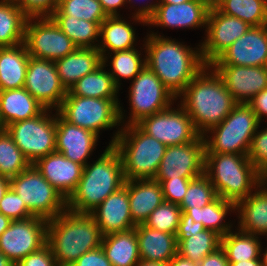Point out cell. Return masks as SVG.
<instances>
[{"label": "cell", "instance_id": "1", "mask_svg": "<svg viewBox=\"0 0 267 266\" xmlns=\"http://www.w3.org/2000/svg\"><path fill=\"white\" fill-rule=\"evenodd\" d=\"M151 33L145 41L146 66L176 96L207 66L201 49L193 50L178 41Z\"/></svg>", "mask_w": 267, "mask_h": 266}, {"label": "cell", "instance_id": "2", "mask_svg": "<svg viewBox=\"0 0 267 266\" xmlns=\"http://www.w3.org/2000/svg\"><path fill=\"white\" fill-rule=\"evenodd\" d=\"M208 69L211 67L205 66L178 95L183 96L180 105L200 136L220 124L238 104L216 71L209 74Z\"/></svg>", "mask_w": 267, "mask_h": 266}, {"label": "cell", "instance_id": "3", "mask_svg": "<svg viewBox=\"0 0 267 266\" xmlns=\"http://www.w3.org/2000/svg\"><path fill=\"white\" fill-rule=\"evenodd\" d=\"M103 235L94 217L66 210L47 223L46 243L58 266H71L90 250L101 246Z\"/></svg>", "mask_w": 267, "mask_h": 266}, {"label": "cell", "instance_id": "4", "mask_svg": "<svg viewBox=\"0 0 267 266\" xmlns=\"http://www.w3.org/2000/svg\"><path fill=\"white\" fill-rule=\"evenodd\" d=\"M124 184L121 157L113 146H108L98 160L84 166L75 191L67 199V209L90 214Z\"/></svg>", "mask_w": 267, "mask_h": 266}, {"label": "cell", "instance_id": "5", "mask_svg": "<svg viewBox=\"0 0 267 266\" xmlns=\"http://www.w3.org/2000/svg\"><path fill=\"white\" fill-rule=\"evenodd\" d=\"M205 174L217 195L235 204L266 179L247 155L230 153H205Z\"/></svg>", "mask_w": 267, "mask_h": 266}, {"label": "cell", "instance_id": "6", "mask_svg": "<svg viewBox=\"0 0 267 266\" xmlns=\"http://www.w3.org/2000/svg\"><path fill=\"white\" fill-rule=\"evenodd\" d=\"M114 135L109 146L121 157L125 181L154 179L167 146L136 124L125 125Z\"/></svg>", "mask_w": 267, "mask_h": 266}, {"label": "cell", "instance_id": "7", "mask_svg": "<svg viewBox=\"0 0 267 266\" xmlns=\"http://www.w3.org/2000/svg\"><path fill=\"white\" fill-rule=\"evenodd\" d=\"M259 124L251 107L238 103L220 124L208 131L214 134L210 139L204 135L205 153L248 155Z\"/></svg>", "mask_w": 267, "mask_h": 266}, {"label": "cell", "instance_id": "8", "mask_svg": "<svg viewBox=\"0 0 267 266\" xmlns=\"http://www.w3.org/2000/svg\"><path fill=\"white\" fill-rule=\"evenodd\" d=\"M118 99H101L67 95L57 110L70 124L87 129L96 135L123 122V111Z\"/></svg>", "mask_w": 267, "mask_h": 266}, {"label": "cell", "instance_id": "9", "mask_svg": "<svg viewBox=\"0 0 267 266\" xmlns=\"http://www.w3.org/2000/svg\"><path fill=\"white\" fill-rule=\"evenodd\" d=\"M10 187L34 216L50 220L67 210V200L33 164L12 177Z\"/></svg>", "mask_w": 267, "mask_h": 266}, {"label": "cell", "instance_id": "10", "mask_svg": "<svg viewBox=\"0 0 267 266\" xmlns=\"http://www.w3.org/2000/svg\"><path fill=\"white\" fill-rule=\"evenodd\" d=\"M48 110L45 108L39 115L5 128L31 164L56 151V117H50Z\"/></svg>", "mask_w": 267, "mask_h": 266}, {"label": "cell", "instance_id": "11", "mask_svg": "<svg viewBox=\"0 0 267 266\" xmlns=\"http://www.w3.org/2000/svg\"><path fill=\"white\" fill-rule=\"evenodd\" d=\"M209 10L207 0H190L182 4L156 3L146 4L132 17L140 23L161 27L204 28Z\"/></svg>", "mask_w": 267, "mask_h": 266}, {"label": "cell", "instance_id": "12", "mask_svg": "<svg viewBox=\"0 0 267 266\" xmlns=\"http://www.w3.org/2000/svg\"><path fill=\"white\" fill-rule=\"evenodd\" d=\"M24 44L31 57L54 62L78 48L50 17L27 18Z\"/></svg>", "mask_w": 267, "mask_h": 266}, {"label": "cell", "instance_id": "13", "mask_svg": "<svg viewBox=\"0 0 267 266\" xmlns=\"http://www.w3.org/2000/svg\"><path fill=\"white\" fill-rule=\"evenodd\" d=\"M129 92L131 114L126 125L172 108V101L177 98L147 66L133 79Z\"/></svg>", "mask_w": 267, "mask_h": 266}, {"label": "cell", "instance_id": "14", "mask_svg": "<svg viewBox=\"0 0 267 266\" xmlns=\"http://www.w3.org/2000/svg\"><path fill=\"white\" fill-rule=\"evenodd\" d=\"M47 223L48 220L38 216L12 220L0 236V252L16 265L46 244Z\"/></svg>", "mask_w": 267, "mask_h": 266}, {"label": "cell", "instance_id": "15", "mask_svg": "<svg viewBox=\"0 0 267 266\" xmlns=\"http://www.w3.org/2000/svg\"><path fill=\"white\" fill-rule=\"evenodd\" d=\"M136 125L166 146L190 143L200 136L194 128L192 119L182 106L177 110L168 107L144 117Z\"/></svg>", "mask_w": 267, "mask_h": 266}, {"label": "cell", "instance_id": "16", "mask_svg": "<svg viewBox=\"0 0 267 266\" xmlns=\"http://www.w3.org/2000/svg\"><path fill=\"white\" fill-rule=\"evenodd\" d=\"M205 173V140L167 146L154 179L196 178Z\"/></svg>", "mask_w": 267, "mask_h": 266}, {"label": "cell", "instance_id": "17", "mask_svg": "<svg viewBox=\"0 0 267 266\" xmlns=\"http://www.w3.org/2000/svg\"><path fill=\"white\" fill-rule=\"evenodd\" d=\"M206 26V39L199 46L203 61L207 66L251 27L239 18L223 14L216 7H210Z\"/></svg>", "mask_w": 267, "mask_h": 266}, {"label": "cell", "instance_id": "18", "mask_svg": "<svg viewBox=\"0 0 267 266\" xmlns=\"http://www.w3.org/2000/svg\"><path fill=\"white\" fill-rule=\"evenodd\" d=\"M24 88L45 108L58 109L67 90L62 85L54 61L29 57Z\"/></svg>", "mask_w": 267, "mask_h": 266}, {"label": "cell", "instance_id": "19", "mask_svg": "<svg viewBox=\"0 0 267 266\" xmlns=\"http://www.w3.org/2000/svg\"><path fill=\"white\" fill-rule=\"evenodd\" d=\"M210 65L267 66V25L251 26Z\"/></svg>", "mask_w": 267, "mask_h": 266}, {"label": "cell", "instance_id": "20", "mask_svg": "<svg viewBox=\"0 0 267 266\" xmlns=\"http://www.w3.org/2000/svg\"><path fill=\"white\" fill-rule=\"evenodd\" d=\"M237 103L247 104L267 88V66L209 65Z\"/></svg>", "mask_w": 267, "mask_h": 266}, {"label": "cell", "instance_id": "21", "mask_svg": "<svg viewBox=\"0 0 267 266\" xmlns=\"http://www.w3.org/2000/svg\"><path fill=\"white\" fill-rule=\"evenodd\" d=\"M98 224L101 234L124 232L136 227L130 211L128 181L109 195L90 213Z\"/></svg>", "mask_w": 267, "mask_h": 266}, {"label": "cell", "instance_id": "22", "mask_svg": "<svg viewBox=\"0 0 267 266\" xmlns=\"http://www.w3.org/2000/svg\"><path fill=\"white\" fill-rule=\"evenodd\" d=\"M33 165L66 200L75 191L84 168L57 151L40 158Z\"/></svg>", "mask_w": 267, "mask_h": 266}, {"label": "cell", "instance_id": "23", "mask_svg": "<svg viewBox=\"0 0 267 266\" xmlns=\"http://www.w3.org/2000/svg\"><path fill=\"white\" fill-rule=\"evenodd\" d=\"M56 151L66 158L83 166L95 144L98 135L82 127L70 124L56 110Z\"/></svg>", "mask_w": 267, "mask_h": 266}, {"label": "cell", "instance_id": "24", "mask_svg": "<svg viewBox=\"0 0 267 266\" xmlns=\"http://www.w3.org/2000/svg\"><path fill=\"white\" fill-rule=\"evenodd\" d=\"M265 184L267 186V179L256 188L257 190L261 189L235 204V209L240 215L238 230L241 232L267 235V188L264 186Z\"/></svg>", "mask_w": 267, "mask_h": 266}, {"label": "cell", "instance_id": "25", "mask_svg": "<svg viewBox=\"0 0 267 266\" xmlns=\"http://www.w3.org/2000/svg\"><path fill=\"white\" fill-rule=\"evenodd\" d=\"M140 260L169 262L177 254L176 235L151 229L144 224L135 227Z\"/></svg>", "mask_w": 267, "mask_h": 266}, {"label": "cell", "instance_id": "26", "mask_svg": "<svg viewBox=\"0 0 267 266\" xmlns=\"http://www.w3.org/2000/svg\"><path fill=\"white\" fill-rule=\"evenodd\" d=\"M102 63L103 59L97 48H77L74 52L55 61L60 81L67 91Z\"/></svg>", "mask_w": 267, "mask_h": 266}, {"label": "cell", "instance_id": "27", "mask_svg": "<svg viewBox=\"0 0 267 266\" xmlns=\"http://www.w3.org/2000/svg\"><path fill=\"white\" fill-rule=\"evenodd\" d=\"M128 195L133 222L144 224L149 215L164 202L160 182L154 179L128 181Z\"/></svg>", "mask_w": 267, "mask_h": 266}, {"label": "cell", "instance_id": "28", "mask_svg": "<svg viewBox=\"0 0 267 266\" xmlns=\"http://www.w3.org/2000/svg\"><path fill=\"white\" fill-rule=\"evenodd\" d=\"M45 107L24 87L0 91V116L5 125L39 115Z\"/></svg>", "mask_w": 267, "mask_h": 266}, {"label": "cell", "instance_id": "29", "mask_svg": "<svg viewBox=\"0 0 267 266\" xmlns=\"http://www.w3.org/2000/svg\"><path fill=\"white\" fill-rule=\"evenodd\" d=\"M29 57L24 43L0 47V91L24 87Z\"/></svg>", "mask_w": 267, "mask_h": 266}, {"label": "cell", "instance_id": "30", "mask_svg": "<svg viewBox=\"0 0 267 266\" xmlns=\"http://www.w3.org/2000/svg\"><path fill=\"white\" fill-rule=\"evenodd\" d=\"M101 247L112 266H136L140 261L135 228L104 235Z\"/></svg>", "mask_w": 267, "mask_h": 266}, {"label": "cell", "instance_id": "31", "mask_svg": "<svg viewBox=\"0 0 267 266\" xmlns=\"http://www.w3.org/2000/svg\"><path fill=\"white\" fill-rule=\"evenodd\" d=\"M99 37L102 38V45H98L103 63L106 65V51H122L134 48L135 32L134 28L126 21L120 19V16L107 17L100 24ZM107 49V50H106Z\"/></svg>", "mask_w": 267, "mask_h": 266}, {"label": "cell", "instance_id": "32", "mask_svg": "<svg viewBox=\"0 0 267 266\" xmlns=\"http://www.w3.org/2000/svg\"><path fill=\"white\" fill-rule=\"evenodd\" d=\"M176 239L177 254L197 264L221 246V236L209 229L194 233L177 232Z\"/></svg>", "mask_w": 267, "mask_h": 266}, {"label": "cell", "instance_id": "33", "mask_svg": "<svg viewBox=\"0 0 267 266\" xmlns=\"http://www.w3.org/2000/svg\"><path fill=\"white\" fill-rule=\"evenodd\" d=\"M102 63L97 69L79 79L69 90L72 95L101 99H117L119 88Z\"/></svg>", "mask_w": 267, "mask_h": 266}, {"label": "cell", "instance_id": "34", "mask_svg": "<svg viewBox=\"0 0 267 266\" xmlns=\"http://www.w3.org/2000/svg\"><path fill=\"white\" fill-rule=\"evenodd\" d=\"M27 18L15 1H0V47L24 43Z\"/></svg>", "mask_w": 267, "mask_h": 266}, {"label": "cell", "instance_id": "35", "mask_svg": "<svg viewBox=\"0 0 267 266\" xmlns=\"http://www.w3.org/2000/svg\"><path fill=\"white\" fill-rule=\"evenodd\" d=\"M229 210H236L235 203L219 196L202 208H181V211L191 216L194 222L203 223L205 229L213 230L221 237L231 231V225L222 224Z\"/></svg>", "mask_w": 267, "mask_h": 266}, {"label": "cell", "instance_id": "36", "mask_svg": "<svg viewBox=\"0 0 267 266\" xmlns=\"http://www.w3.org/2000/svg\"><path fill=\"white\" fill-rule=\"evenodd\" d=\"M49 17L78 48H98V44H93L98 41L102 22H90L68 15H50Z\"/></svg>", "mask_w": 267, "mask_h": 266}, {"label": "cell", "instance_id": "37", "mask_svg": "<svg viewBox=\"0 0 267 266\" xmlns=\"http://www.w3.org/2000/svg\"><path fill=\"white\" fill-rule=\"evenodd\" d=\"M261 242L257 235L241 232H228L221 237V247L229 262L249 261L260 258Z\"/></svg>", "mask_w": 267, "mask_h": 266}, {"label": "cell", "instance_id": "38", "mask_svg": "<svg viewBox=\"0 0 267 266\" xmlns=\"http://www.w3.org/2000/svg\"><path fill=\"white\" fill-rule=\"evenodd\" d=\"M215 7L250 26L267 25V0H221Z\"/></svg>", "mask_w": 267, "mask_h": 266}, {"label": "cell", "instance_id": "39", "mask_svg": "<svg viewBox=\"0 0 267 266\" xmlns=\"http://www.w3.org/2000/svg\"><path fill=\"white\" fill-rule=\"evenodd\" d=\"M30 165L6 130L0 132V175L11 179Z\"/></svg>", "mask_w": 267, "mask_h": 266}, {"label": "cell", "instance_id": "40", "mask_svg": "<svg viewBox=\"0 0 267 266\" xmlns=\"http://www.w3.org/2000/svg\"><path fill=\"white\" fill-rule=\"evenodd\" d=\"M113 54L110 62L112 70L109 73L118 88L120 87V78H135L146 66V59L141 60V53L135 48L115 51Z\"/></svg>", "mask_w": 267, "mask_h": 266}, {"label": "cell", "instance_id": "41", "mask_svg": "<svg viewBox=\"0 0 267 266\" xmlns=\"http://www.w3.org/2000/svg\"><path fill=\"white\" fill-rule=\"evenodd\" d=\"M51 15H68L90 22H103L108 17L99 0H59Z\"/></svg>", "mask_w": 267, "mask_h": 266}, {"label": "cell", "instance_id": "42", "mask_svg": "<svg viewBox=\"0 0 267 266\" xmlns=\"http://www.w3.org/2000/svg\"><path fill=\"white\" fill-rule=\"evenodd\" d=\"M218 197L214 186L208 176L204 173L199 177L191 179L186 190L180 208H202L213 202Z\"/></svg>", "mask_w": 267, "mask_h": 266}, {"label": "cell", "instance_id": "43", "mask_svg": "<svg viewBox=\"0 0 267 266\" xmlns=\"http://www.w3.org/2000/svg\"><path fill=\"white\" fill-rule=\"evenodd\" d=\"M181 212L179 205L164 201L149 215L144 225L154 230L176 235Z\"/></svg>", "mask_w": 267, "mask_h": 266}, {"label": "cell", "instance_id": "44", "mask_svg": "<svg viewBox=\"0 0 267 266\" xmlns=\"http://www.w3.org/2000/svg\"><path fill=\"white\" fill-rule=\"evenodd\" d=\"M0 213L11 220H23L34 216L11 187L0 201Z\"/></svg>", "mask_w": 267, "mask_h": 266}, {"label": "cell", "instance_id": "45", "mask_svg": "<svg viewBox=\"0 0 267 266\" xmlns=\"http://www.w3.org/2000/svg\"><path fill=\"white\" fill-rule=\"evenodd\" d=\"M247 156L255 168L267 179V128L254 134Z\"/></svg>", "mask_w": 267, "mask_h": 266}, {"label": "cell", "instance_id": "46", "mask_svg": "<svg viewBox=\"0 0 267 266\" xmlns=\"http://www.w3.org/2000/svg\"><path fill=\"white\" fill-rule=\"evenodd\" d=\"M194 178H180L178 179H154L160 182L163 192L164 201L180 205L185 196L189 182Z\"/></svg>", "mask_w": 267, "mask_h": 266}, {"label": "cell", "instance_id": "47", "mask_svg": "<svg viewBox=\"0 0 267 266\" xmlns=\"http://www.w3.org/2000/svg\"><path fill=\"white\" fill-rule=\"evenodd\" d=\"M59 0H16L23 13L29 17H49Z\"/></svg>", "mask_w": 267, "mask_h": 266}, {"label": "cell", "instance_id": "48", "mask_svg": "<svg viewBox=\"0 0 267 266\" xmlns=\"http://www.w3.org/2000/svg\"><path fill=\"white\" fill-rule=\"evenodd\" d=\"M15 266H58L50 246L46 243L39 250L32 252Z\"/></svg>", "mask_w": 267, "mask_h": 266}, {"label": "cell", "instance_id": "49", "mask_svg": "<svg viewBox=\"0 0 267 266\" xmlns=\"http://www.w3.org/2000/svg\"><path fill=\"white\" fill-rule=\"evenodd\" d=\"M71 266H112V264L100 246L84 253Z\"/></svg>", "mask_w": 267, "mask_h": 266}, {"label": "cell", "instance_id": "50", "mask_svg": "<svg viewBox=\"0 0 267 266\" xmlns=\"http://www.w3.org/2000/svg\"><path fill=\"white\" fill-rule=\"evenodd\" d=\"M247 104L261 122L262 116H267V88L256 94Z\"/></svg>", "mask_w": 267, "mask_h": 266}, {"label": "cell", "instance_id": "51", "mask_svg": "<svg viewBox=\"0 0 267 266\" xmlns=\"http://www.w3.org/2000/svg\"><path fill=\"white\" fill-rule=\"evenodd\" d=\"M226 253L220 246L211 254L205 256L199 263L198 266H229Z\"/></svg>", "mask_w": 267, "mask_h": 266}, {"label": "cell", "instance_id": "52", "mask_svg": "<svg viewBox=\"0 0 267 266\" xmlns=\"http://www.w3.org/2000/svg\"><path fill=\"white\" fill-rule=\"evenodd\" d=\"M205 227L201 222H194L192 217L185 212H181L180 222L177 232L194 233L204 230Z\"/></svg>", "mask_w": 267, "mask_h": 266}, {"label": "cell", "instance_id": "53", "mask_svg": "<svg viewBox=\"0 0 267 266\" xmlns=\"http://www.w3.org/2000/svg\"><path fill=\"white\" fill-rule=\"evenodd\" d=\"M99 2L108 17L119 16L118 8L126 4V0H99Z\"/></svg>", "mask_w": 267, "mask_h": 266}, {"label": "cell", "instance_id": "54", "mask_svg": "<svg viewBox=\"0 0 267 266\" xmlns=\"http://www.w3.org/2000/svg\"><path fill=\"white\" fill-rule=\"evenodd\" d=\"M170 266H198L197 263L192 262L189 259H186L179 254H176L170 261Z\"/></svg>", "mask_w": 267, "mask_h": 266}, {"label": "cell", "instance_id": "55", "mask_svg": "<svg viewBox=\"0 0 267 266\" xmlns=\"http://www.w3.org/2000/svg\"><path fill=\"white\" fill-rule=\"evenodd\" d=\"M10 188V178L0 175V201Z\"/></svg>", "mask_w": 267, "mask_h": 266}, {"label": "cell", "instance_id": "56", "mask_svg": "<svg viewBox=\"0 0 267 266\" xmlns=\"http://www.w3.org/2000/svg\"><path fill=\"white\" fill-rule=\"evenodd\" d=\"M229 266H263L260 258L249 260V261H239V262H229Z\"/></svg>", "mask_w": 267, "mask_h": 266}, {"label": "cell", "instance_id": "57", "mask_svg": "<svg viewBox=\"0 0 267 266\" xmlns=\"http://www.w3.org/2000/svg\"><path fill=\"white\" fill-rule=\"evenodd\" d=\"M12 220L0 213V236L9 227Z\"/></svg>", "mask_w": 267, "mask_h": 266}, {"label": "cell", "instance_id": "58", "mask_svg": "<svg viewBox=\"0 0 267 266\" xmlns=\"http://www.w3.org/2000/svg\"><path fill=\"white\" fill-rule=\"evenodd\" d=\"M136 266H170L169 262H155L140 260Z\"/></svg>", "mask_w": 267, "mask_h": 266}, {"label": "cell", "instance_id": "59", "mask_svg": "<svg viewBox=\"0 0 267 266\" xmlns=\"http://www.w3.org/2000/svg\"><path fill=\"white\" fill-rule=\"evenodd\" d=\"M0 266H15V264L0 252Z\"/></svg>", "mask_w": 267, "mask_h": 266}, {"label": "cell", "instance_id": "60", "mask_svg": "<svg viewBox=\"0 0 267 266\" xmlns=\"http://www.w3.org/2000/svg\"><path fill=\"white\" fill-rule=\"evenodd\" d=\"M190 0H160L159 3H169V4H182L183 2Z\"/></svg>", "mask_w": 267, "mask_h": 266}, {"label": "cell", "instance_id": "61", "mask_svg": "<svg viewBox=\"0 0 267 266\" xmlns=\"http://www.w3.org/2000/svg\"><path fill=\"white\" fill-rule=\"evenodd\" d=\"M210 7H215L221 0H207Z\"/></svg>", "mask_w": 267, "mask_h": 266}, {"label": "cell", "instance_id": "62", "mask_svg": "<svg viewBox=\"0 0 267 266\" xmlns=\"http://www.w3.org/2000/svg\"><path fill=\"white\" fill-rule=\"evenodd\" d=\"M264 255H263V260H261L262 261V265L263 266H267V249H266V251H265V253H263Z\"/></svg>", "mask_w": 267, "mask_h": 266}, {"label": "cell", "instance_id": "63", "mask_svg": "<svg viewBox=\"0 0 267 266\" xmlns=\"http://www.w3.org/2000/svg\"><path fill=\"white\" fill-rule=\"evenodd\" d=\"M5 128L6 127H5V125H4V123H3L2 119H1V116H0V132L4 131Z\"/></svg>", "mask_w": 267, "mask_h": 266}]
</instances>
